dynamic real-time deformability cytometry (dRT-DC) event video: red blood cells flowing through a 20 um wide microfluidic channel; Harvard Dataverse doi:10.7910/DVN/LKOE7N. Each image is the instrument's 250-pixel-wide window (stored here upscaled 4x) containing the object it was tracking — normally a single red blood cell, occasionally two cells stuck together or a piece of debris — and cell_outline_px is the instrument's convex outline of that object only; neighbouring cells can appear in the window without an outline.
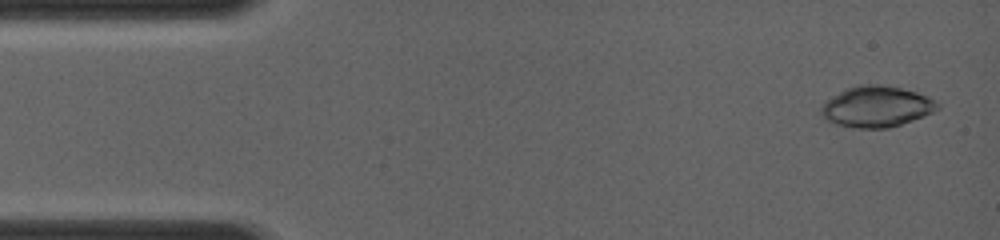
{"species": "common noctule bat (a hibernating species)", "species_latin": "Nyctalus noctula", "temperature_condition": "room temperature", "stored_images_in_passage": 7, "camera_frame_rate_fps": 4000, "um_per_image_px": 0.085, "animal": {"sex": "female", "body_mass_g": 19.0, "forearm_length_mm": 56.7}, "frame": {"image": 1, "passage_image": 1, "time_ms": 0.0, "image_size_px": [1000, 240], "cell_outline_px": [[940, 108], [932, 112], [912, 120], [888, 128], [856, 128], [836, 124], [828, 120], [820, 112], [820, 108], [832, 96], [848, 88], [860, 84], [880, 84], [900, 88], [916, 92], [928, 96], [940, 104]], "centroid_in_image_um": [74.52, 9.06], "position_along_channel_um": 10.5, "area_um2": 27.46}}